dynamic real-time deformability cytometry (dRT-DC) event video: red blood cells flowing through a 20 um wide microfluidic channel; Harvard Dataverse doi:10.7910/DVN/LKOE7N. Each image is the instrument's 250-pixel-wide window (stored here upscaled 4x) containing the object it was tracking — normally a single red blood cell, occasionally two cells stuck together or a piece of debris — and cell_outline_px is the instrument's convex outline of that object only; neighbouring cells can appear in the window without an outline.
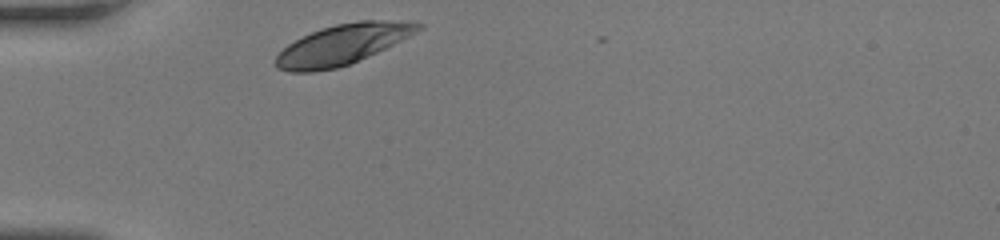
{"species": "human", "species_latin": "Homo sapiens", "temperature_condition": "room temperature", "stored_images_in_passage": 27, "camera_frame_rate_fps": 3000, "um_per_image_px": 0.085, "donor": {"sex": "female"}, "frame": {"image": 1, "passage_image": 1, "time_ms": 0.0, "image_size_px": [1000, 240], "cell_outline_px": [[424, 28], [376, 52], [348, 64], [336, 68], [312, 72], [288, 72], [276, 68], [276, 56], [288, 44], [320, 28], [336, 24], [360, 20], [380, 20], [424, 24]], "centroid_in_image_um": [29.06, 3.79], "position_along_channel_um": 55.9, "area_um2": 32.66}}
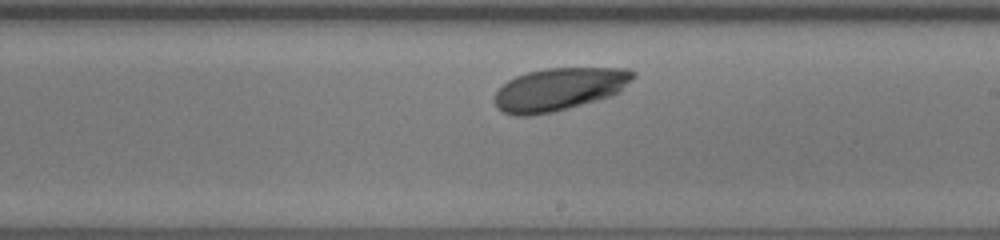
{"frame": {"image": 2, "passage_image": 16, "time_ms": 5.0, "image_size_px": [1000, 240], "cell_outline_px": [[636, 76], [620, 92], [612, 96], [552, 112], [528, 116], [516, 116], [504, 112], [496, 108], [492, 100], [492, 96], [508, 80], [516, 76], [528, 72], [544, 68], [628, 68], [636, 72]], "centroid_in_image_um": [47.53, 7.58], "position_along_channel_um": 241.5, "area_um2": 34.8}}
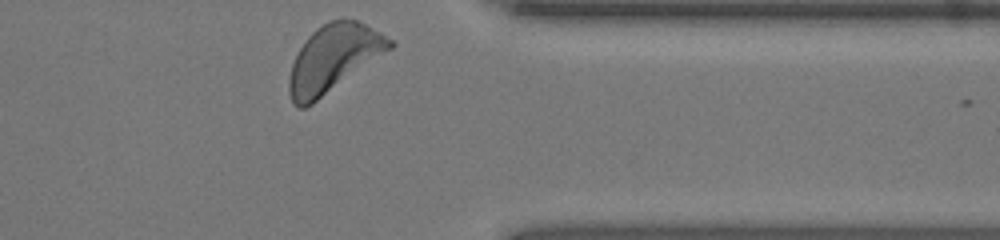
{"frame": {"image": 3, "passage_image": 27, "time_ms": 8.667, "image_size_px": [1000, 240], "cell_outline_px": [[396, 44], [392, 48], [312, 104], [304, 108], [300, 108], [292, 104], [288, 92], [288, 80], [292, 64], [300, 48], [308, 36], [316, 28], [332, 20], [356, 20], [380, 32], [392, 40]], "centroid_in_image_um": [28.32, 4.99], "position_along_channel_um": 383.1, "area_um2": 38.78}, "authors_computed_cell_mechanics": {"area_um2": 34.391, "velocity_mm_per_s": 4.019, "shape_relaxation_time_tau1_ms": 1.0442, "shape_relaxation_time_tau2_ms": null, "deformation_change_tau1": 0.1023, "deformation_change_tau2": null}}